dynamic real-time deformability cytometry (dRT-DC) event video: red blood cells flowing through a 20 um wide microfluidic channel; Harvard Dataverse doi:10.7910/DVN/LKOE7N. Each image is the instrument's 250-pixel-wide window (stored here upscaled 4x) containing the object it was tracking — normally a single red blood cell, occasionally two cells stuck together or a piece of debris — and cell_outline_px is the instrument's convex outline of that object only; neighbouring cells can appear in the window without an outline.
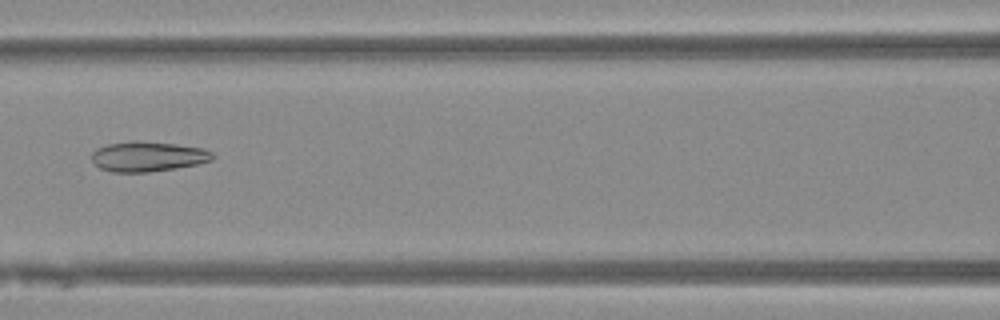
{"species": "Egyptian fruit bat (a non-hibernating species)", "species_latin": "Rousettus aegyptiacus", "temperature_condition": "warm", "stored_images_in_passage": 39, "camera_frame_rate_fps": 3000, "um_per_image_px": 0.085, "animal": {"sex": "female"}, "frame": {"image": 1, "passage_image": 12, "time_ms": 3.667, "image_size_px": [1000, 320], "cell_outline_px": [[212, 160], [196, 164], [176, 168], [148, 172], [112, 172], [100, 168], [92, 160], [92, 152], [96, 148], [108, 144], [132, 140], [140, 140], [204, 148], [212, 152]], "centroid_in_image_um": [12.53, 13.29], "position_along_channel_um": 154.1, "area_um2": 21.1}}
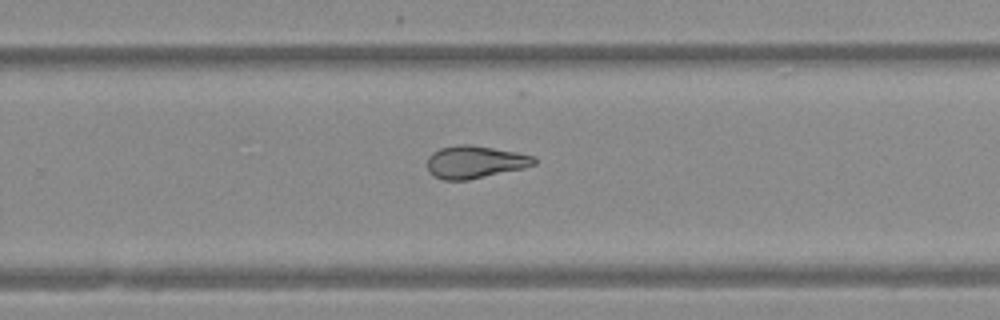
{"frame": {"image": 2, "passage_image": 22, "time_ms": 7.0, "image_size_px": [1000, 320], "cell_outline_px": [[536, 164], [524, 168], [468, 180], [444, 180], [432, 176], [428, 172], [428, 156], [432, 152], [440, 148], [456, 144], [468, 144], [516, 152], [536, 156]], "centroid_in_image_um": [40.35, 13.77], "position_along_channel_um": 289.4, "area_um2": 20.4}}
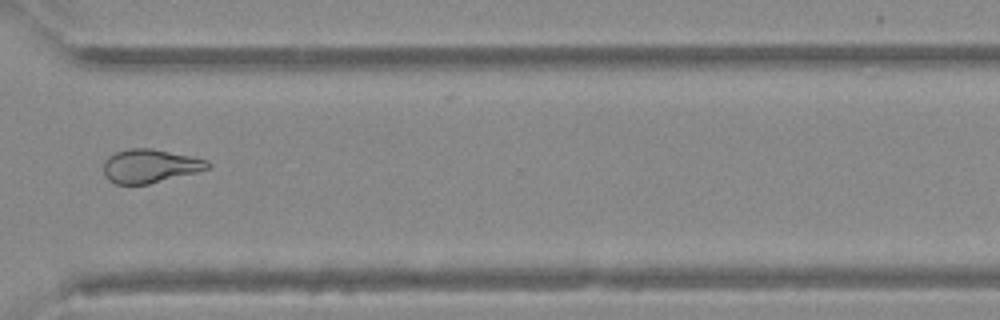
{"frame": {"image": 3, "passage_image": 27, "time_ms": 8.667, "image_size_px": [1000, 320], "cell_outline_px": [[212, 164], [208, 168], [196, 172], [148, 184], [116, 184], [108, 180], [104, 176], [104, 160], [108, 156], [116, 152], [128, 148], [152, 148], [208, 160]], "centroid_in_image_um": [12.71, 14.1], "position_along_channel_um": 357.9, "area_um2": 20.35}}